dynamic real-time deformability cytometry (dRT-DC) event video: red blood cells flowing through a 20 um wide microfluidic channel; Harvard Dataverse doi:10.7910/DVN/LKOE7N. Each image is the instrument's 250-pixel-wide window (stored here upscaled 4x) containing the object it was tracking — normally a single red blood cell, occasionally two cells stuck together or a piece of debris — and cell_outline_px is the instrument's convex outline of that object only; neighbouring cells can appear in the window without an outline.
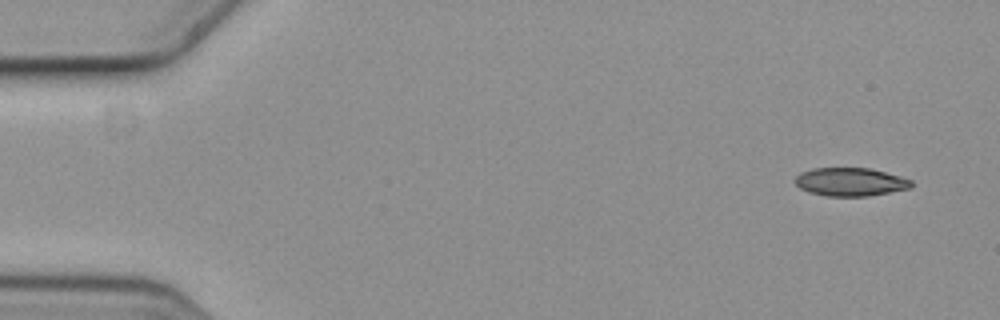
{"species": "common noctule bat (a hibernating species)", "species_latin": "Nyctalus noctula", "temperature_condition": "cold", "stored_images_in_passage": 5, "segment_of_instrument_passage": [2, 2], "camera_frame_rate_fps": 3000, "um_per_image_px": 0.085, "animal": {"sex": "female", "body_mass_g": 19.3, "forearm_length_mm": 54.1}, "frame": {"image": 1, "passage_image": 5, "time_ms": 1.333, "image_size_px": [1000, 320], "cell_outline_px": [[912, 184], [908, 188], [868, 196], [828, 196], [808, 192], [800, 188], [796, 184], [796, 176], [800, 172], [812, 168], [868, 168], [900, 176], [912, 180]], "centroid_in_image_um": [72.24, 15.45], "position_along_channel_um": 12.8, "area_um2": 18.96}}